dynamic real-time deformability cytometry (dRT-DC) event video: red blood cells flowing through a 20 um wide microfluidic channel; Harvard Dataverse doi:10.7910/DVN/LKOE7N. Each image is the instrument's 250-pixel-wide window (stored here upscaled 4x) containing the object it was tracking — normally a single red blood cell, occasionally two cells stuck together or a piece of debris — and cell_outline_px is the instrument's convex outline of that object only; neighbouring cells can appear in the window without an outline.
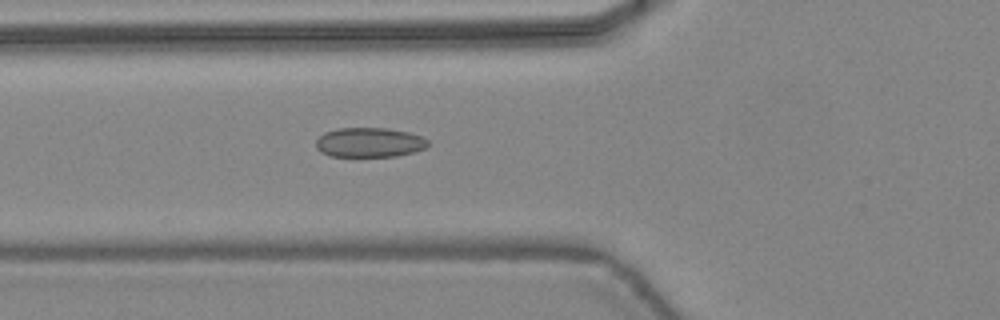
{"species": "common noctule bat (a hibernating species)", "species_latin": "Nyctalus noctula", "temperature_condition": "warm", "stored_images_in_passage": 32, "camera_frame_rate_fps": 3000, "um_per_image_px": 0.085, "animal": {"sex": "female", "body_mass_g": 24.6, "forearm_length_mm": 56.2}, "frame": {"image": 1, "passage_image": 6, "time_ms": 1.667, "image_size_px": [1000, 320], "cell_outline_px": [[428, 148], [396, 156], [328, 156], [320, 152], [316, 148], [316, 140], [324, 132], [336, 128], [388, 128], [408, 132], [420, 136], [428, 140]], "centroid_in_image_um": [31.38, 12.1], "position_along_channel_um": 94.4, "area_um2": 19.42}}
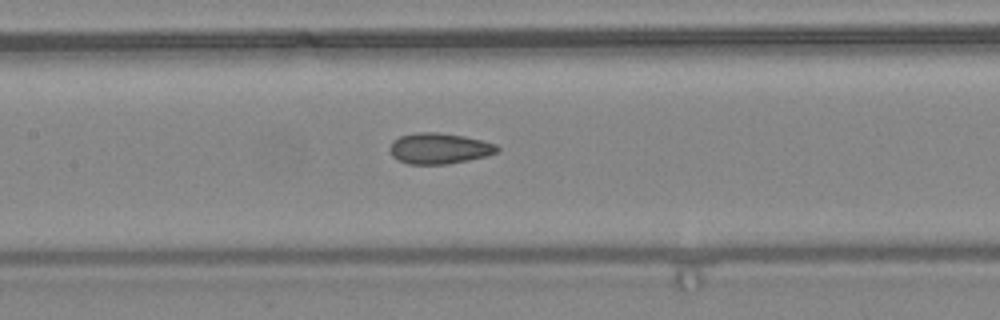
{"frame": {"image": 2, "passage_image": 11, "time_ms": 3.333, "image_size_px": [1000, 320], "cell_outline_px": [[500, 152], [488, 156], [448, 164], [408, 164], [392, 156], [388, 148], [392, 140], [400, 136], [416, 132], [440, 132], [464, 136], [496, 144], [500, 148]], "centroid_in_image_um": [37.34, 12.61], "position_along_channel_um": 170.1, "area_um2": 19.54}}
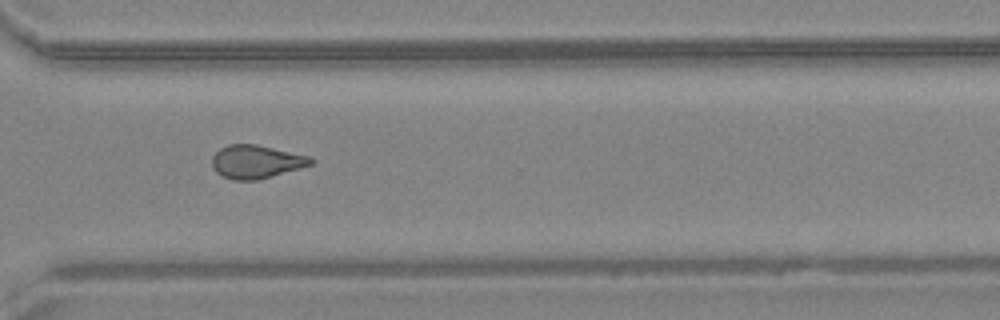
{"frame": {"image": 3, "passage_image": 23, "time_ms": 7.333, "image_size_px": [1000, 320], "cell_outline_px": [[316, 160], [312, 164], [300, 168], [256, 180], [232, 180], [216, 172], [212, 168], [212, 156], [220, 148], [228, 144], [256, 144], [308, 156]], "centroid_in_image_um": [21.74, 13.74], "position_along_channel_um": 348.9, "area_um2": 19.02}, "authors_computed_cell_mechanics": {"area_um2": 19.074, "velocity_mm_per_s": 4.5004, "shape_relaxation_time_tau1_ms": null, "shape_relaxation_time_tau2_ms": 1.5862, "deformation_change_tau1": null, "deformation_change_tau2": 0.0837}}